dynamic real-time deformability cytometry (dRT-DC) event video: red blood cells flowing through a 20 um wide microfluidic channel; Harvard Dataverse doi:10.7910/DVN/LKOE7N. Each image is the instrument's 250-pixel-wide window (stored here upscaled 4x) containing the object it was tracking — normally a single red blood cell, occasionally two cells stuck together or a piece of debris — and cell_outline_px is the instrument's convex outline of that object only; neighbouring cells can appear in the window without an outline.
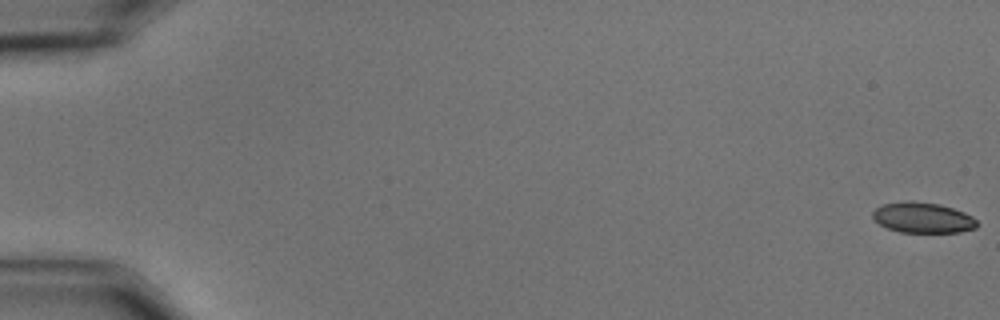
{"species": "common noctule bat (a hibernating species)", "species_latin": "Nyctalus noctula", "temperature_condition": "cold", "stored_images_in_passage": 10, "camera_frame_rate_fps": 3000, "um_per_image_px": 0.085, "animal": {"sex": "male", "body_mass_g": 15.6}, "frame": {"image": 1, "passage_image": 1, "time_ms": 0.0, "image_size_px": [1000, 320], "cell_outline_px": [[976, 228], [960, 232], [900, 232], [888, 228], [880, 224], [872, 216], [872, 212], [876, 208], [884, 204], [940, 204], [964, 212], [972, 216], [976, 220]], "centroid_in_image_um": [78.48, 18.55], "position_along_channel_um": 6.5, "area_um2": 17.63}}